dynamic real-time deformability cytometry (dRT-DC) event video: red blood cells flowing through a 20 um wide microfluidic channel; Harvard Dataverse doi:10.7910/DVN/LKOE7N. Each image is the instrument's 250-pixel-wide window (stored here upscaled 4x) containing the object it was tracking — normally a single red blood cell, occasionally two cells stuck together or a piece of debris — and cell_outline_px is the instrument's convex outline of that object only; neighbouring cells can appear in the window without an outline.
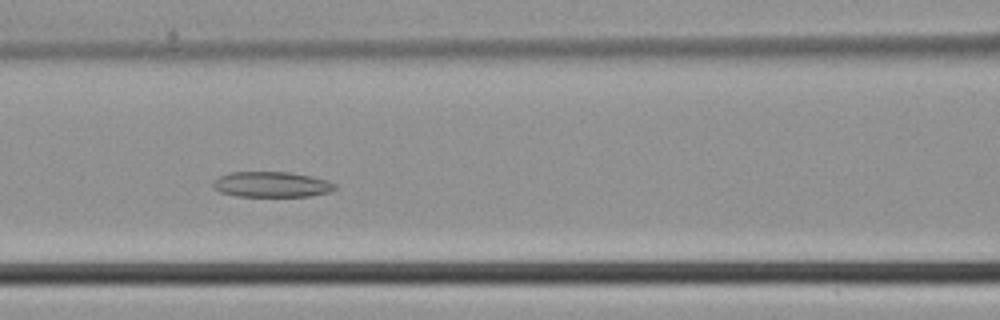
{"species": "common noctule bat (a hibernating species)", "species_latin": "Nyctalus noctula", "temperature_condition": "cold", "stored_images_in_passage": 45, "segment_of_instrument_passage": [1, 2], "camera_frame_rate_fps": 3000, "um_per_image_px": 0.085, "animal": {"sex": "male", "body_mass_g": 21.5, "forearm_length_mm": 52.0}, "frame": {"image": 1, "passage_image": 18, "time_ms": 5.667, "image_size_px": [1000, 320], "cell_outline_px": [[336, 188], [328, 192], [308, 196], [236, 196], [220, 192], [212, 188], [212, 184], [220, 176], [232, 172], [288, 172], [312, 176], [328, 180], [336, 184]], "centroid_in_image_um": [23.09, 15.68], "position_along_channel_um": 143.5, "area_um2": 18.03}}
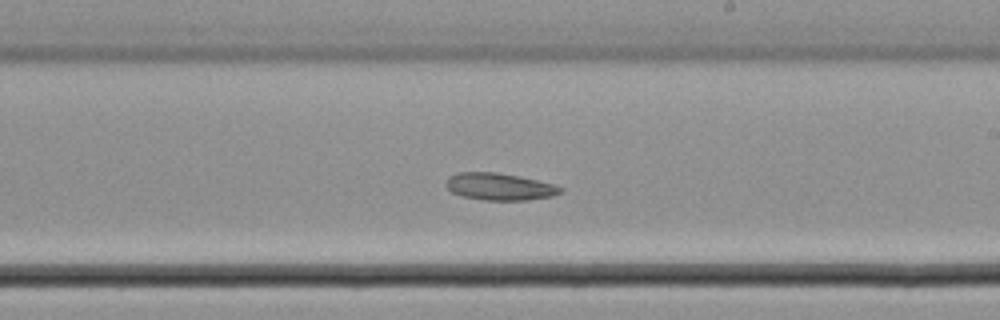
{"frame": {"image": 2, "passage_image": 25, "time_ms": 8.0, "image_size_px": [1000, 320], "cell_outline_px": [[564, 192], [552, 196], [528, 200], [484, 200], [464, 196], [452, 192], [444, 184], [448, 176], [456, 172], [496, 172], [520, 176], [552, 184], [564, 188]], "centroid_in_image_um": [42.45, 15.86], "position_along_channel_um": 246.5, "area_um2": 18.15}}
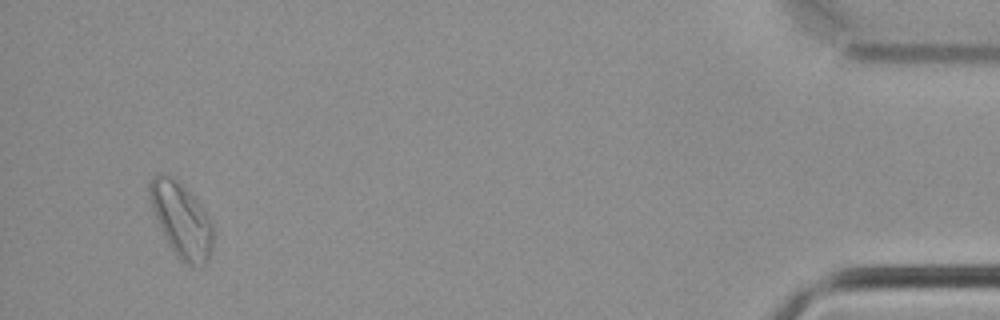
{"frame": {"image": 3, "passage_image": 42, "time_ms": 13.667, "image_size_px": [1000, 320], "cell_outline_px": [[212, 248], [208, 260], [204, 264], [188, 264], [180, 260], [168, 244], [156, 220], [148, 196], [148, 184], [152, 176], [160, 172], [176, 180], [200, 204], [212, 220]], "centroid_in_image_um": [15.38, 18.68], "position_along_channel_um": 419.8, "area_um2": 27.28}}